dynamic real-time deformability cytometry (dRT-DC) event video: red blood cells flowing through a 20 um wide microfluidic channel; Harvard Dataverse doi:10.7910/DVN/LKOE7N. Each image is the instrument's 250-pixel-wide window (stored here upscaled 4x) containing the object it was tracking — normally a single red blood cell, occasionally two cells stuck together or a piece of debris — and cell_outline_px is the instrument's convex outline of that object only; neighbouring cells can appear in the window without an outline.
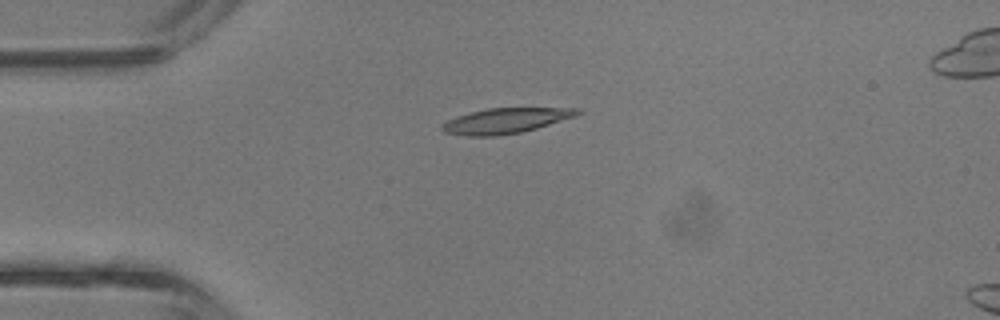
{"species": "common noctule bat (a hibernating species)", "species_latin": "Nyctalus noctula", "temperature_condition": "room temperature", "stored_images_in_passage": 4, "camera_frame_rate_fps": 3000, "um_per_image_px": 0.085, "animal": {"sex": "male", "body_mass_g": 13.3}, "frame": {"image": 1, "passage_image": 3, "time_ms": 0.667, "image_size_px": [1000, 320], "cell_outline_px": [[584, 112], [576, 116], [536, 128], [520, 132], [496, 136], [468, 136], [444, 132], [440, 128], [440, 124], [456, 116], [488, 108], [580, 108]], "centroid_in_image_um": [42.98, 10.26], "position_along_channel_um": 42.0, "area_um2": 19.88}}